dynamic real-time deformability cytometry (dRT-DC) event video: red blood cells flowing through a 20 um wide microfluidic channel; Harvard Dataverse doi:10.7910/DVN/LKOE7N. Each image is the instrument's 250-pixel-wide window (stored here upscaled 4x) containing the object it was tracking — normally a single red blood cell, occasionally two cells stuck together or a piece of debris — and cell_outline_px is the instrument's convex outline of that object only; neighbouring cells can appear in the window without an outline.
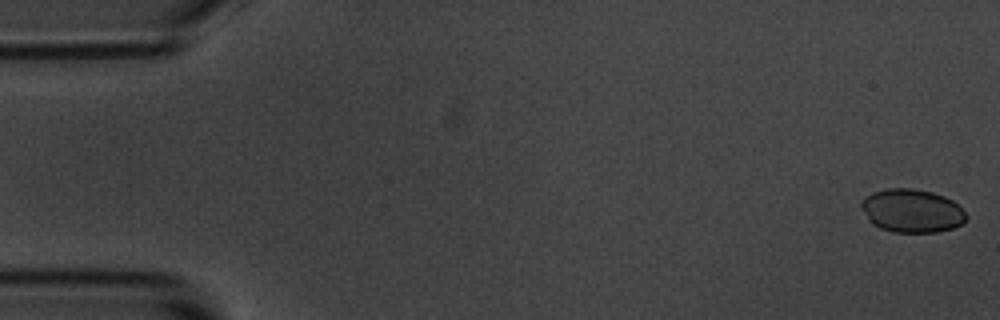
{"species": "common noctule bat (a hibernating species)", "species_latin": "Nyctalus noctula", "temperature_condition": "room temperature", "stored_images_in_passage": 55, "camera_frame_rate_fps": 3000, "um_per_image_px": 0.085, "animal": {"sex": "male", "body_mass_g": 20.1, "forearm_length_mm": 53.5}, "frame": {"image": 1, "passage_image": 1, "time_ms": 0.0, "image_size_px": [1000, 320], "cell_outline_px": [[968, 216], [960, 224], [952, 228], [936, 232], [892, 232], [880, 228], [872, 224], [868, 220], [860, 204], [860, 200], [872, 192], [888, 188], [912, 188], [932, 192], [944, 196], [952, 200]], "centroid_in_image_um": [77.47, 17.91], "position_along_channel_um": 7.5, "area_um2": 26.47}}
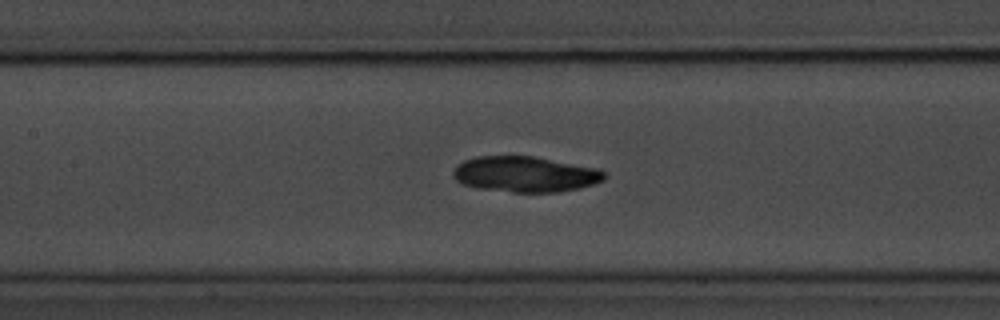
{"frame": {"image": 2, "passage_image": 25, "time_ms": 8.0, "image_size_px": [1000, 320], "cell_outline_px": [[604, 180], [580, 188], [560, 192], [512, 192], [476, 188], [464, 184], [456, 180], [452, 176], [452, 172], [456, 164], [464, 160], [476, 156], [532, 156], [596, 168], [604, 172]], "centroid_in_image_um": [44.58, 14.81], "position_along_channel_um": 162.8, "area_um2": 31.39}}
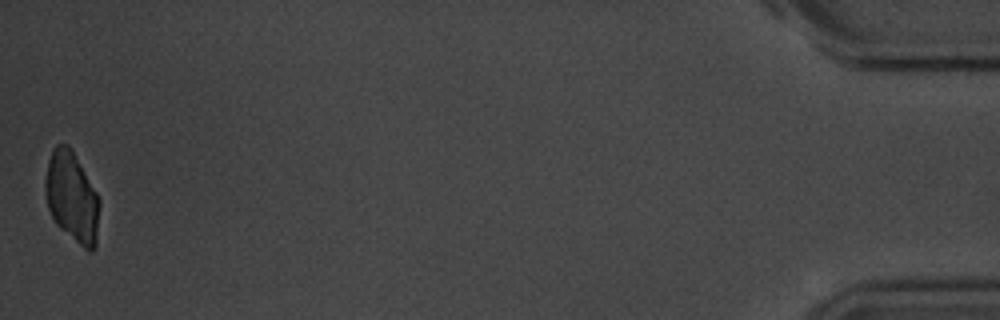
{"frame": {"image": 3, "passage_image": 55, "time_ms": 18.0, "image_size_px": [1000, 320], "cell_outline_px": [[100, 204], [96, 244], [92, 252], [88, 252], [60, 228], [56, 224], [48, 208], [44, 192], [44, 184], [48, 160], [52, 148], [56, 144], [68, 144], [72, 148], [96, 192], [100, 200]], "centroid_in_image_um": [6.1, 16.74], "position_along_channel_um": 429.1, "area_um2": 28.78}, "authors_computed_cell_mechanics": {"area_um2": 29.7092, "velocity_mm_per_s": 3.6188, "shape_relaxation_time_tau1_ms": 3.6813, "shape_relaxation_time_tau2_ms": 3.1844, "deformation_change_tau1": 0.046, "deformation_change_tau2": 0.0498}}